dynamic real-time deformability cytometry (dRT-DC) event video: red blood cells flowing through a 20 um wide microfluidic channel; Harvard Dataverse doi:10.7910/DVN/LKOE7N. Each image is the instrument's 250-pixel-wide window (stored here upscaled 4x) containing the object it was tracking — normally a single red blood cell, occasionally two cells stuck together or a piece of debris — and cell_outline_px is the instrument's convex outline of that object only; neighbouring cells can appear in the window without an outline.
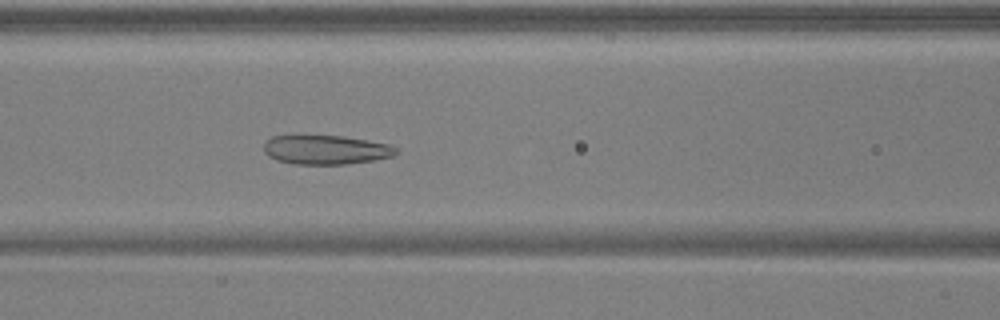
{"species": "common noctule bat (a hibernating species)", "species_latin": "Nyctalus noctula", "temperature_condition": "warm", "stored_images_in_passage": 52, "camera_frame_rate_fps": 3000, "um_per_image_px": 0.085, "animal": {"sex": "male", "body_mass_g": 17.9, "forearm_length_mm": 54.2}, "frame": {"image": 1, "passage_image": 23, "time_ms": 7.333, "image_size_px": [1000, 320], "cell_outline_px": [[400, 152], [392, 156], [372, 160], [344, 164], [292, 164], [276, 160], [268, 156], [264, 152], [264, 144], [272, 136], [344, 136], [388, 144], [396, 148]], "centroid_in_image_um": [27.68, 12.73], "position_along_channel_um": 138.9, "area_um2": 22.31}}
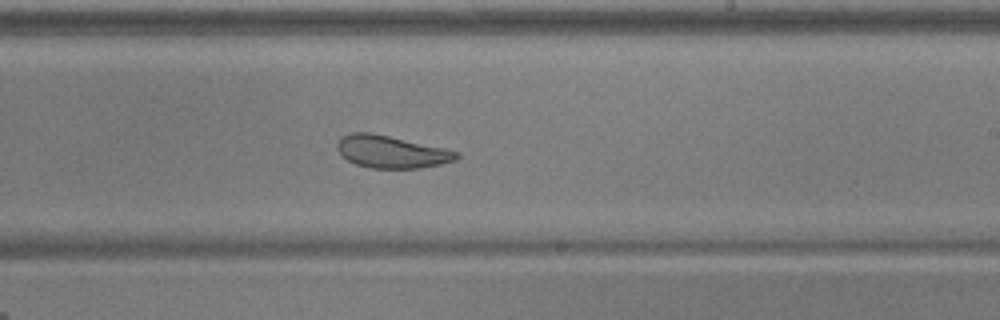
{"frame": {"image": 2, "passage_image": 32, "time_ms": 10.333, "image_size_px": [1000, 320], "cell_outline_px": [[460, 156], [456, 160], [440, 164], [420, 168], [372, 168], [356, 164], [348, 160], [336, 148], [336, 144], [340, 136], [352, 132], [372, 132], [444, 148], [460, 152]], "centroid_in_image_um": [33.26, 12.89], "position_along_channel_um": 255.7, "area_um2": 22.54}}
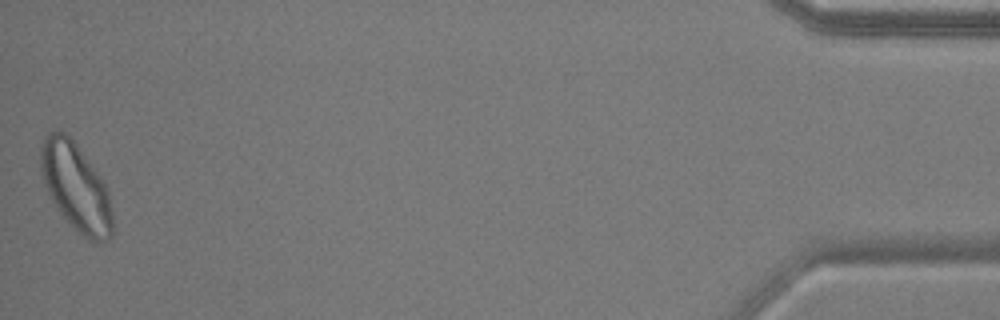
{"frame": {"image": 3, "passage_image": 52, "time_ms": 17.0, "image_size_px": [1000, 320], "cell_outline_px": [[112, 236], [108, 240], [96, 244], [88, 240], [56, 208], [44, 184], [40, 172], [40, 148], [48, 132], [64, 132], [72, 140], [96, 172], [104, 184], [108, 192], [112, 212]], "centroid_in_image_um": [6.44, 15.94], "position_along_channel_um": 428.8, "area_um2": 35.95}, "authors_computed_cell_mechanics": {"area_um2": 28.2642, "velocity_mm_per_s": 3.9026, "shape_relaxation_time_tau1_ms": null, "shape_relaxation_time_tau2_ms": 1.7722, "deformation_change_tau1": null, "deformation_change_tau2": 0.0671}}